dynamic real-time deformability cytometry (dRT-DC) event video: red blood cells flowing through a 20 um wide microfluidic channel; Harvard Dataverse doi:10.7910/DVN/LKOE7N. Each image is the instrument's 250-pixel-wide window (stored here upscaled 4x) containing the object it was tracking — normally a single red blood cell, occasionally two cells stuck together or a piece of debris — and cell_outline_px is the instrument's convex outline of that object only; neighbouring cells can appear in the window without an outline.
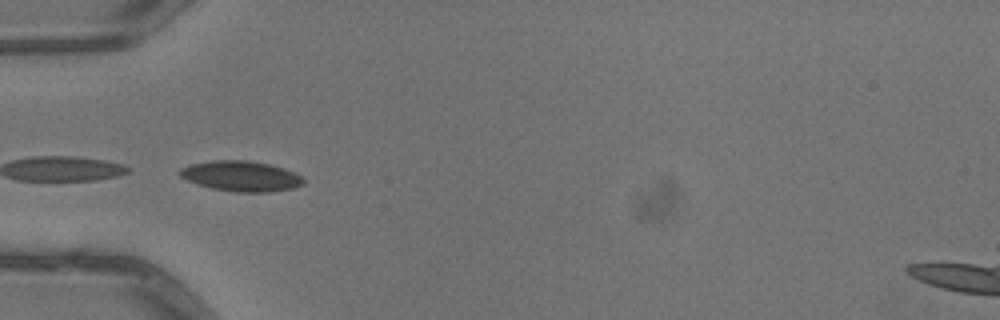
{"species": "common noctule bat (a hibernating species)", "species_latin": "Nyctalus noctula", "temperature_condition": "warm", "stored_images_in_passage": 6, "camera_frame_rate_fps": 3000, "um_per_image_px": 0.085, "animal": {"sex": "male", "body_mass_g": 13.3}, "frame": {"image": 1, "passage_image": 5, "time_ms": 1.333, "image_size_px": [1000, 320], "cell_outline_px": [[304, 184], [292, 188], [268, 192], [236, 192], [212, 188], [196, 184], [180, 176], [176, 172], [180, 168], [188, 164], [212, 160], [248, 160], [268, 164], [284, 168], [300, 176], [304, 180]], "centroid_in_image_um": [20.43, 14.96], "position_along_channel_um": 64.6, "area_um2": 21.91}}
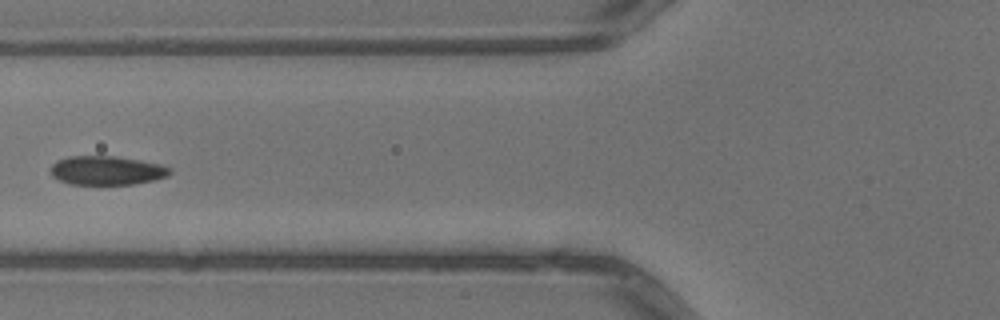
{"frame": {"image": 2, "passage_image": 6, "time_ms": 1.667, "image_size_px": [1000, 320], "cell_outline_px": [[172, 172], [168, 176], [156, 180], [132, 184], [68, 184], [52, 176], [48, 168], [56, 160], [68, 156], [116, 156], [140, 160], [160, 164], [172, 168]], "centroid_in_image_um": [9.06, 14.48], "position_along_channel_um": 116.7, "area_um2": 20.4}}